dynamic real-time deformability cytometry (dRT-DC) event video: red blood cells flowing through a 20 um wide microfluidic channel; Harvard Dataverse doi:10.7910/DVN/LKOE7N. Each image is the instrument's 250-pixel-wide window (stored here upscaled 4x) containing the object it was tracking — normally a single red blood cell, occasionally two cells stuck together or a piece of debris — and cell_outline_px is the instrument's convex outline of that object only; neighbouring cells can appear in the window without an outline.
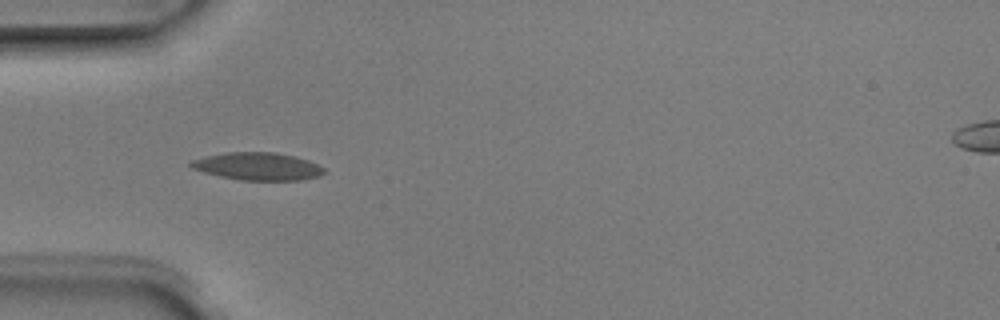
{"species": "Egyptian fruit bat (a non-hibernating species)", "species_latin": "Rousettus aegyptiacus", "temperature_condition": "room temperature", "stored_images_in_passage": 7, "camera_frame_rate_fps": 3000, "um_per_image_px": 0.085, "animal": {"sex": "male"}, "frame": {"image": 1, "passage_image": 4, "time_ms": 1.0, "image_size_px": [1000, 320], "cell_outline_px": [[324, 172], [320, 176], [300, 180], [240, 180], [220, 176], [204, 172], [192, 168], [188, 164], [188, 160], [204, 156], [224, 152], [276, 152], [308, 160], [324, 168]], "centroid_in_image_um": [21.85, 14.13], "position_along_channel_um": 63.2, "area_um2": 21.5}}
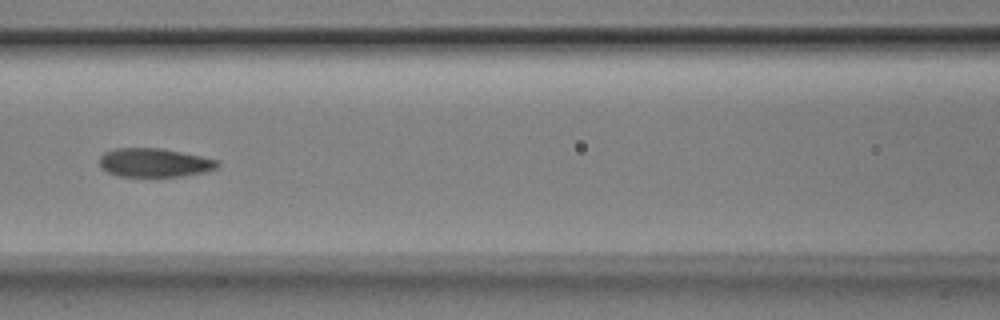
{"frame": {"image": 2, "passage_image": 6, "time_ms": 1.667, "image_size_px": [1000, 320], "cell_outline_px": [[220, 164], [216, 168], [208, 172], [184, 176], [120, 176], [108, 172], [100, 168], [100, 156], [104, 152], [116, 148], [160, 148], [220, 160]], "centroid_in_image_um": [13.15, 13.83], "position_along_channel_um": 153.5, "area_um2": 19.83}}
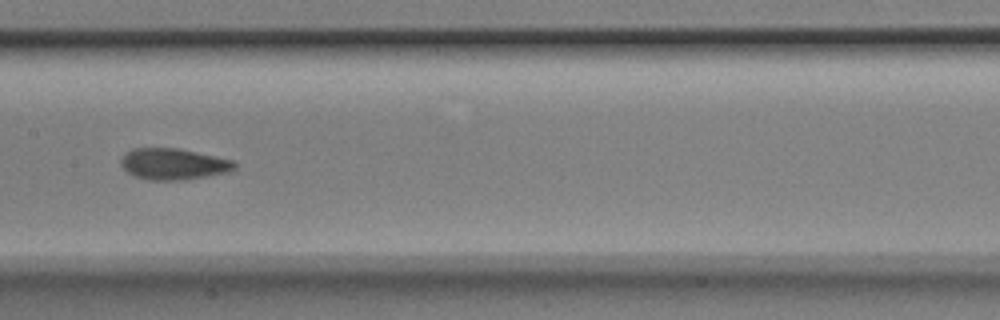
{"frame": {"image": 3, "passage_image": 7, "time_ms": 2.0, "image_size_px": [1000, 320], "cell_outline_px": [[236, 168], [232, 172], [208, 176], [180, 180], [148, 180], [132, 176], [120, 164], [120, 160], [124, 152], [132, 148], [176, 148], [196, 152], [232, 160], [236, 164]], "centroid_in_image_um": [14.71, 13.95], "position_along_channel_um": 192.7, "area_um2": 20.87}}